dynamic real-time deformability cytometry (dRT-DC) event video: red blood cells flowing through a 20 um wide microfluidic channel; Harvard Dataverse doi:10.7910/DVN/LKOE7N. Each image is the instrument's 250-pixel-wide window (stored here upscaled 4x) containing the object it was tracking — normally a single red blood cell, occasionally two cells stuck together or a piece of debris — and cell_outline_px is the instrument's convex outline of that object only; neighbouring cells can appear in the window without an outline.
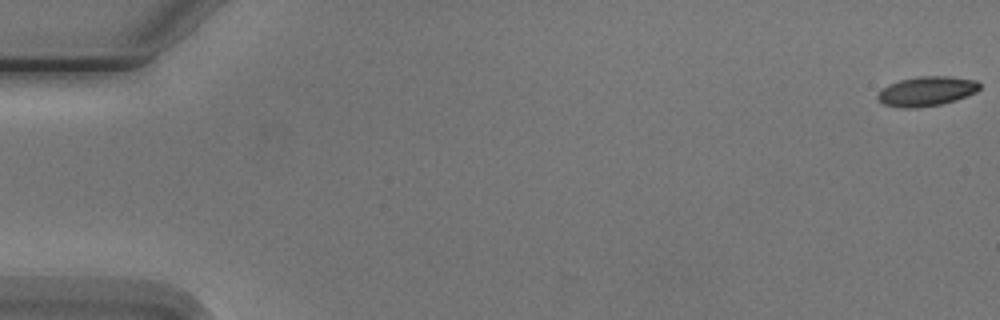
{"species": "Egyptian fruit bat (a non-hibernating species)", "species_latin": "Rousettus aegyptiacus", "temperature_condition": "cold", "stored_images_in_passage": 6, "camera_frame_rate_fps": 3000, "um_per_image_px": 0.085, "animal": {"sex": "male"}, "frame": {"image": 1, "passage_image": 1, "time_ms": 0.0, "image_size_px": [1000, 320], "cell_outline_px": [[980, 88], [976, 92], [956, 100], [940, 104], [916, 108], [900, 108], [884, 104], [876, 96], [888, 84], [900, 80], [920, 76], [952, 76], [976, 80], [980, 84]], "centroid_in_image_um": [78.78, 7.75], "position_along_channel_um": 6.2, "area_um2": 17.51}}
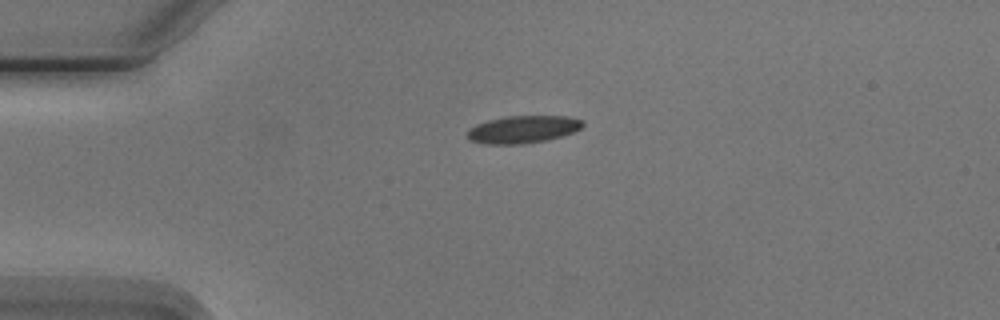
{"frame": {"image": 2, "passage_image": 4, "time_ms": 4.333, "image_size_px": [1000, 320], "cell_outline_px": [[584, 124], [580, 128], [572, 132], [548, 140], [524, 144], [484, 144], [468, 140], [468, 128], [476, 124], [488, 120], [508, 116], [568, 116], [584, 120]], "centroid_in_image_um": [44.43, 11.0], "position_along_channel_um": 40.6, "area_um2": 18.55}}
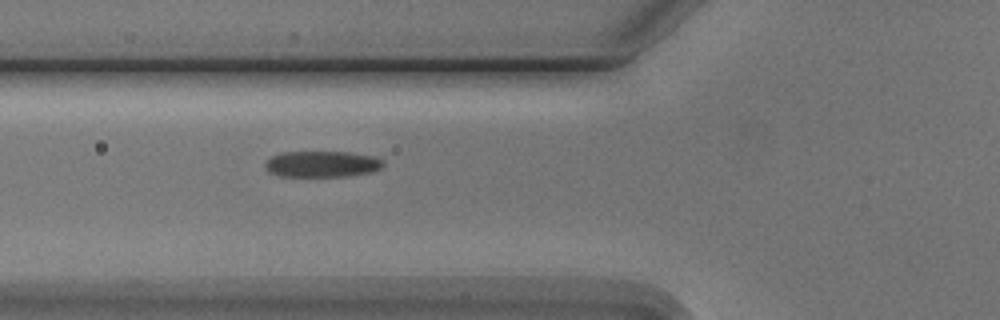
{"frame": {"image": 3, "passage_image": 6, "time_ms": 6.667, "image_size_px": [1000, 320], "cell_outline_px": [[384, 164], [380, 168], [372, 172], [348, 176], [276, 176], [268, 172], [264, 164], [272, 156], [280, 152], [348, 152], [376, 156], [384, 160]], "centroid_in_image_um": [27.38, 13.94], "position_along_channel_um": 98.4, "area_um2": 18.15}}